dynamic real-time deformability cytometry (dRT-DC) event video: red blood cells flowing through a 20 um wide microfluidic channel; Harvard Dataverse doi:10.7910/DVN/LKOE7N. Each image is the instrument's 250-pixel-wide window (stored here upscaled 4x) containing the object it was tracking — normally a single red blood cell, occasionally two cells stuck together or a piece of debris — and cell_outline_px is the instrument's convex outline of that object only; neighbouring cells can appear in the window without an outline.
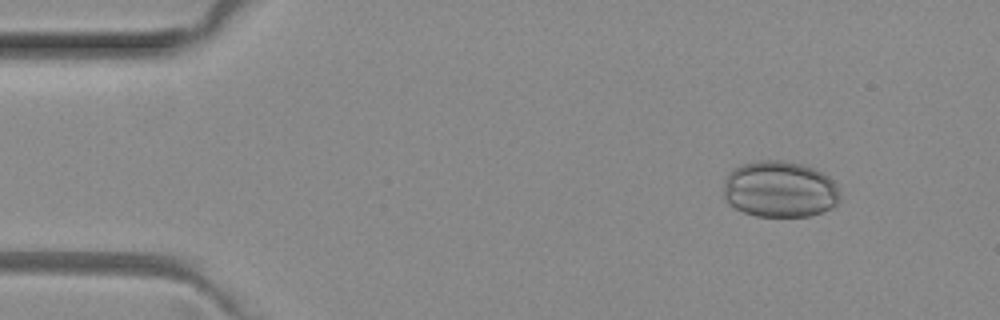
{"species": "common noctule bat (a hibernating species)", "species_latin": "Nyctalus noctula", "temperature_condition": "room temperature", "stored_images_in_passage": 7, "camera_frame_rate_fps": 3000, "um_per_image_px": 0.085, "animal": {"sex": "female", "body_mass_g": 29.2, "forearm_length_mm": 56.3}, "frame": {"image": 1, "passage_image": 2, "time_ms": 0.333, "image_size_px": [1000, 320], "cell_outline_px": [[840, 200], [832, 208], [824, 212], [808, 216], [756, 216], [744, 212], [736, 208], [724, 200], [724, 180], [728, 172], [740, 164], [756, 160], [780, 160], [800, 164], [812, 168], [828, 176], [836, 184], [840, 196]], "centroid_in_image_um": [66.26, 16.09], "position_along_channel_um": 18.7, "area_um2": 38.49}}
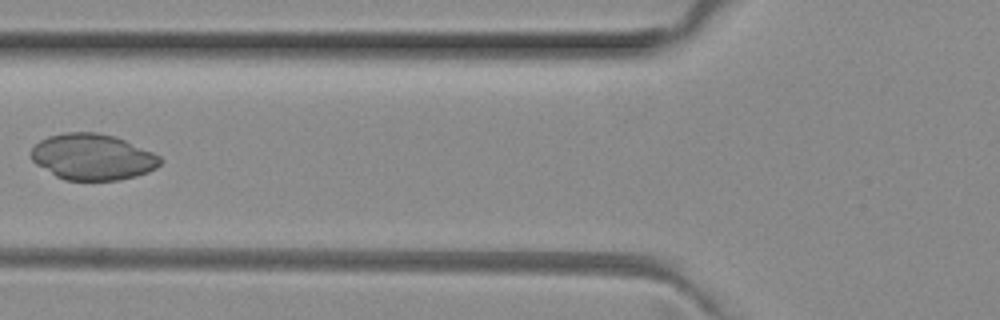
{"frame": {"image": 2, "passage_image": 6, "time_ms": 1.667, "image_size_px": [1000, 320], "cell_outline_px": [[164, 160], [156, 168], [148, 172], [136, 176], [120, 180], [64, 180], [56, 176], [36, 164], [28, 156], [28, 152], [40, 140], [48, 136], [64, 132], [96, 132], [116, 136], [152, 152], [160, 156]], "centroid_in_image_um": [7.85, 13.33], "position_along_channel_um": 117.9, "area_um2": 34.97}}
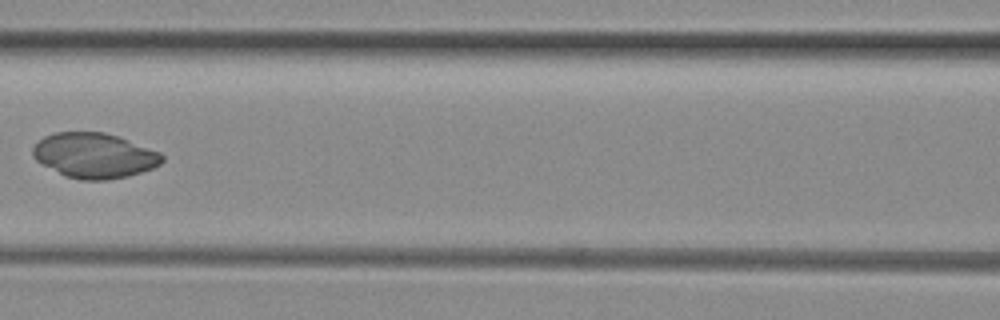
{"frame": {"image": 3, "passage_image": 7, "time_ms": 2.0, "image_size_px": [1000, 320], "cell_outline_px": [[164, 160], [160, 164], [152, 168], [128, 176], [108, 180], [80, 180], [64, 176], [36, 160], [32, 156], [32, 148], [44, 136], [56, 132], [104, 132], [116, 136], [160, 152], [164, 156]], "centroid_in_image_um": [8.0, 13.23], "position_along_channel_um": 158.6, "area_um2": 33.81}}